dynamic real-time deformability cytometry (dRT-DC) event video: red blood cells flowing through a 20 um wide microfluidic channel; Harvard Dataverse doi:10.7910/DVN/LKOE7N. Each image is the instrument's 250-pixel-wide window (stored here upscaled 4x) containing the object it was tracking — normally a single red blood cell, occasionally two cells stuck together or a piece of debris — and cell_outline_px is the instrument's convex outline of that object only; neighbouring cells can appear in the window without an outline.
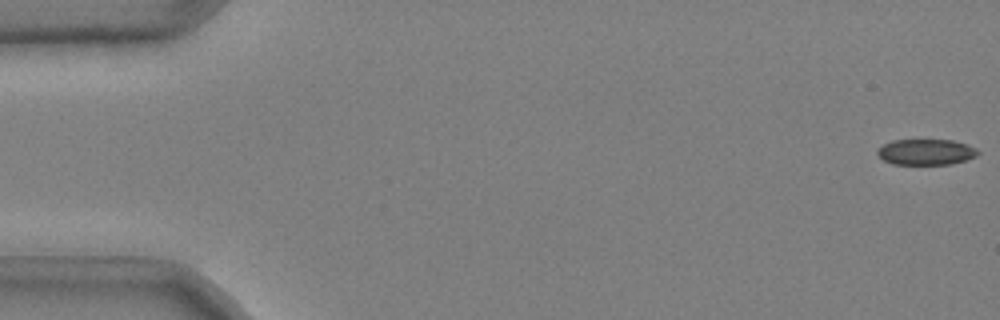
{"species": "common noctule bat (a hibernating species)", "species_latin": "Nyctalus noctula", "temperature_condition": "cold", "stored_images_in_passage": 51, "camera_frame_rate_fps": 3000, "um_per_image_px": 0.085, "animal": {"sex": "male", "body_mass_g": 20.4}, "frame": {"image": 1, "passage_image": 1, "time_ms": 0.0, "image_size_px": [1000, 320], "cell_outline_px": [[980, 152], [976, 156], [952, 164], [892, 164], [884, 160], [876, 152], [884, 144], [892, 140], [952, 140], [976, 148]], "centroid_in_image_um": [78.71, 12.92], "position_along_channel_um": 6.3, "area_um2": 14.91}}
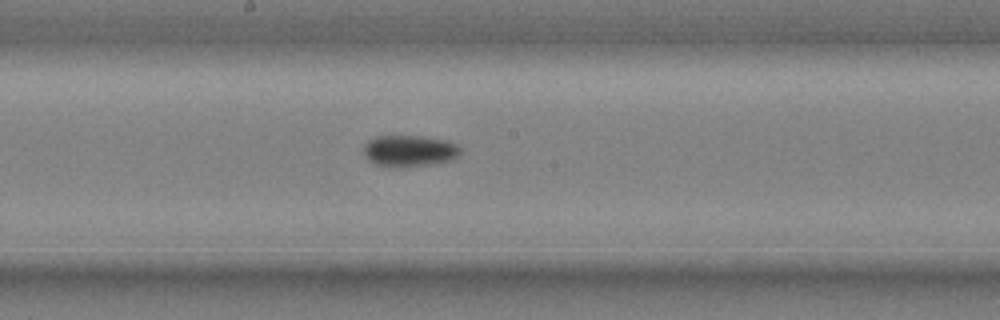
{"frame": {"image": 2, "passage_image": 29, "time_ms": 9.333, "image_size_px": [1000, 320], "cell_outline_px": [[460, 156], [452, 160], [436, 164], [396, 168], [388, 168], [376, 164], [368, 160], [364, 156], [364, 144], [368, 140], [376, 136], [420, 136], [448, 140], [456, 144], [460, 148]], "centroid_in_image_um": [34.8, 12.84], "position_along_channel_um": 213.4, "area_um2": 18.21}}
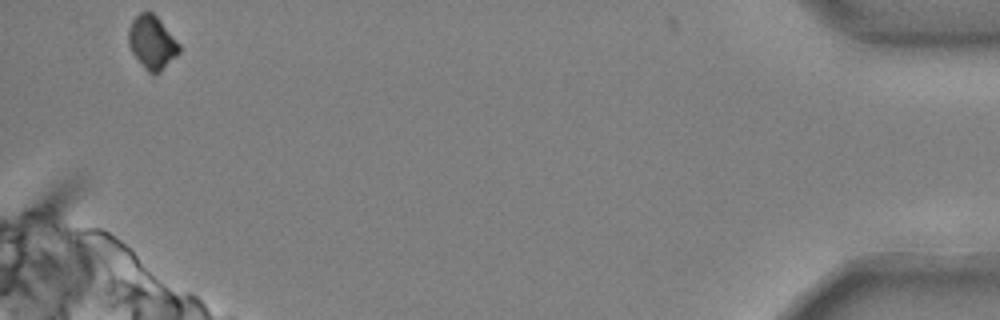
{"frame": {"image": 3, "passage_image": 51, "time_ms": 16.667, "image_size_px": [1000, 320], "cell_outline_px": [[180, 52], [160, 72], [148, 72], [144, 68], [132, 52], [128, 44], [128, 28], [132, 20], [140, 12], [152, 12], [160, 20], [180, 44]], "centroid_in_image_um": [12.91, 3.59], "position_along_channel_um": 422.3, "area_um2": 15.61}}